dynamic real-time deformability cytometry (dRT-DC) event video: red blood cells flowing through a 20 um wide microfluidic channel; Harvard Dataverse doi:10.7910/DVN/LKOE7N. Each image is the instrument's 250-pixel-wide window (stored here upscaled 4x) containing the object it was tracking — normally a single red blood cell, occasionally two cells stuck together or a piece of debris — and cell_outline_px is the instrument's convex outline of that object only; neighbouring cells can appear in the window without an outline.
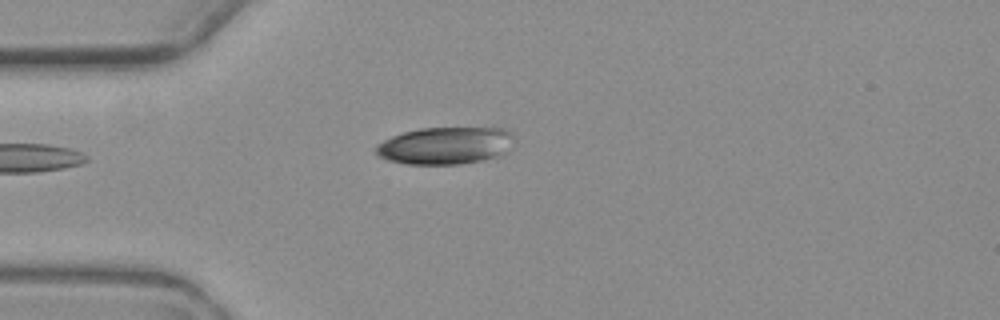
{"species": "common noctule bat (a hibernating species)", "species_latin": "Nyctalus noctula", "temperature_condition": "warm", "stored_images_in_passage": 1, "camera_frame_rate_fps": 3000, "um_per_image_px": 0.085, "animal": {"sex": "female", "body_mass_g": 19.3, "forearm_length_mm": 54.1}, "frame": {"image": 1, "passage_image": 1, "time_ms": 0.0, "image_size_px": [1000, 320], "cell_outline_px": [[512, 136], [500, 152], [496, 156], [480, 160], [460, 164], [408, 164], [388, 160], [380, 156], [376, 152], [376, 144], [392, 136], [404, 132], [420, 128], [504, 128]], "centroid_in_image_um": [37.72, 12.37], "position_along_channel_um": 47.3, "area_um2": 29.07}}